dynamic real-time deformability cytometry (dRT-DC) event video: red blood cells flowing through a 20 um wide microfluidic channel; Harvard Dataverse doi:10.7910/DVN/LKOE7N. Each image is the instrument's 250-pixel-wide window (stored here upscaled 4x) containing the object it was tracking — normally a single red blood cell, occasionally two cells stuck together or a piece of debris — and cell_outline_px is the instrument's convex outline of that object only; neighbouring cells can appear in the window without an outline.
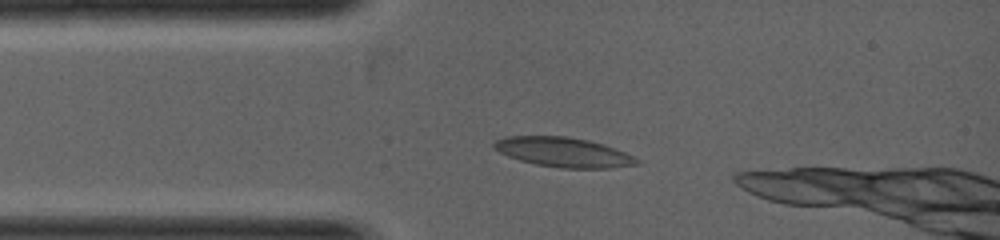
{"species": "common noctule bat (a hibernating species)", "species_latin": "Nyctalus noctula", "temperature_condition": "warm", "stored_images_in_passage": 10, "camera_frame_rate_fps": 5000, "um_per_image_px": 0.085, "animal": {"sex": "female", "body_mass_g": 19.0, "forearm_length_mm": 53.3}, "frame": {"image": 1, "passage_image": 1, "time_ms": 0.0, "image_size_px": [1000, 240], "cell_outline_px": [[640, 164], [612, 168], [560, 168], [536, 164], [520, 160], [508, 156], [492, 148], [492, 144], [496, 140], [504, 136], [568, 136], [588, 140], [604, 144], [624, 152], [640, 160]], "centroid_in_image_um": [47.88, 12.93], "position_along_channel_um": 37.1, "area_um2": 24.74}}
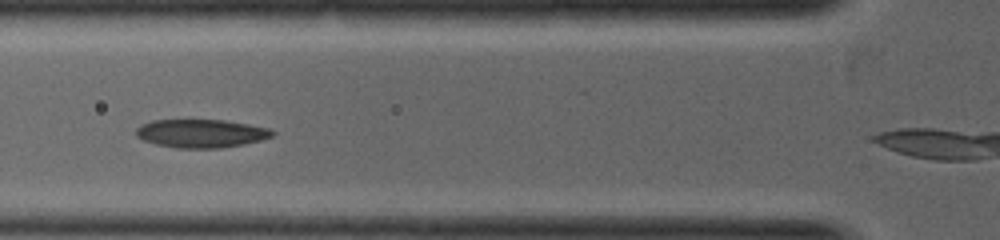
{"frame": {"image": 2, "passage_image": 4, "time_ms": 1.0, "image_size_px": [1000, 240], "cell_outline_px": [[276, 132], [272, 136], [260, 140], [244, 144], [220, 148], [180, 148], [156, 144], [144, 140], [136, 136], [136, 128], [140, 124], [152, 120], [188, 116], [224, 120], [272, 128]], "centroid_in_image_um": [17.06, 11.28], "position_along_channel_um": 108.7, "area_um2": 23.58}}
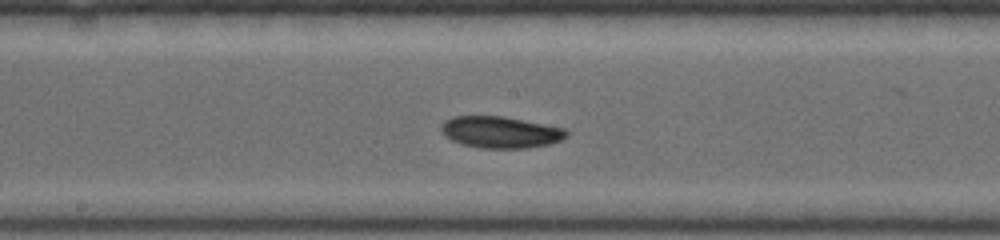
{"frame": {"image": 3, "passage_image": 9, "time_ms": 2.2, "image_size_px": [1000, 240], "cell_outline_px": [[568, 136], [560, 140], [548, 144], [528, 148], [480, 148], [460, 144], [444, 136], [440, 132], [440, 124], [444, 120], [452, 116], [504, 116], [568, 128]], "centroid_in_image_um": [42.52, 11.22], "position_along_channel_um": 205.7, "area_um2": 23.52}}